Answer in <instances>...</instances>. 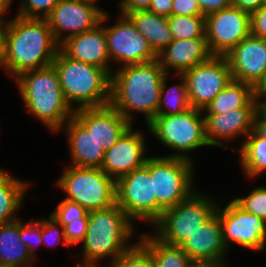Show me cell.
<instances>
[{"mask_svg":"<svg viewBox=\"0 0 266 267\" xmlns=\"http://www.w3.org/2000/svg\"><path fill=\"white\" fill-rule=\"evenodd\" d=\"M59 49L46 19L17 16L8 21L0 66L16 78L25 71L51 65Z\"/></svg>","mask_w":266,"mask_h":267,"instance_id":"obj_1","label":"cell"},{"mask_svg":"<svg viewBox=\"0 0 266 267\" xmlns=\"http://www.w3.org/2000/svg\"><path fill=\"white\" fill-rule=\"evenodd\" d=\"M166 72L158 60L126 65L111 75L110 105L131 123L129 111L145 114L147 125L157 116ZM129 110V111H128Z\"/></svg>","mask_w":266,"mask_h":267,"instance_id":"obj_2","label":"cell"},{"mask_svg":"<svg viewBox=\"0 0 266 267\" xmlns=\"http://www.w3.org/2000/svg\"><path fill=\"white\" fill-rule=\"evenodd\" d=\"M16 81L25 106L51 131H58L62 123L74 116L75 109L65 99L53 64L25 71Z\"/></svg>","mask_w":266,"mask_h":267,"instance_id":"obj_3","label":"cell"},{"mask_svg":"<svg viewBox=\"0 0 266 267\" xmlns=\"http://www.w3.org/2000/svg\"><path fill=\"white\" fill-rule=\"evenodd\" d=\"M66 101L77 109L101 107L110 103L111 75L104 69L66 56L60 49L52 62Z\"/></svg>","mask_w":266,"mask_h":267,"instance_id":"obj_4","label":"cell"},{"mask_svg":"<svg viewBox=\"0 0 266 267\" xmlns=\"http://www.w3.org/2000/svg\"><path fill=\"white\" fill-rule=\"evenodd\" d=\"M130 222L116 203L105 209L89 211L88 228L82 241L83 266H95L99 259L109 255L114 257L113 263L129 250L132 246L128 247L125 243L133 231Z\"/></svg>","mask_w":266,"mask_h":267,"instance_id":"obj_5","label":"cell"},{"mask_svg":"<svg viewBox=\"0 0 266 267\" xmlns=\"http://www.w3.org/2000/svg\"><path fill=\"white\" fill-rule=\"evenodd\" d=\"M66 199L88 212L105 209L116 203V181L101 168L70 166L57 182Z\"/></svg>","mask_w":266,"mask_h":267,"instance_id":"obj_6","label":"cell"},{"mask_svg":"<svg viewBox=\"0 0 266 267\" xmlns=\"http://www.w3.org/2000/svg\"><path fill=\"white\" fill-rule=\"evenodd\" d=\"M212 202L192 192L186 199L162 213L155 222L158 232L155 237L165 244L180 246L216 213L217 206Z\"/></svg>","mask_w":266,"mask_h":267,"instance_id":"obj_7","label":"cell"},{"mask_svg":"<svg viewBox=\"0 0 266 267\" xmlns=\"http://www.w3.org/2000/svg\"><path fill=\"white\" fill-rule=\"evenodd\" d=\"M191 160L178 157H151L150 174L157 200V220L192 193ZM192 168V169H191Z\"/></svg>","mask_w":266,"mask_h":267,"instance_id":"obj_8","label":"cell"},{"mask_svg":"<svg viewBox=\"0 0 266 267\" xmlns=\"http://www.w3.org/2000/svg\"><path fill=\"white\" fill-rule=\"evenodd\" d=\"M201 111L191 107L178 115H157L148 124V128L157 139L181 152L167 157L190 160L182 153L209 145L205 137V118H200Z\"/></svg>","mask_w":266,"mask_h":267,"instance_id":"obj_9","label":"cell"},{"mask_svg":"<svg viewBox=\"0 0 266 267\" xmlns=\"http://www.w3.org/2000/svg\"><path fill=\"white\" fill-rule=\"evenodd\" d=\"M116 204L130 220L157 221V200L150 174V158L144 166L116 180Z\"/></svg>","mask_w":266,"mask_h":267,"instance_id":"obj_10","label":"cell"},{"mask_svg":"<svg viewBox=\"0 0 266 267\" xmlns=\"http://www.w3.org/2000/svg\"><path fill=\"white\" fill-rule=\"evenodd\" d=\"M182 76L191 107L202 111L233 80L226 56L217 55L185 71Z\"/></svg>","mask_w":266,"mask_h":267,"instance_id":"obj_11","label":"cell"},{"mask_svg":"<svg viewBox=\"0 0 266 267\" xmlns=\"http://www.w3.org/2000/svg\"><path fill=\"white\" fill-rule=\"evenodd\" d=\"M250 34V14L233 5L205 17V37L212 55L225 56Z\"/></svg>","mask_w":266,"mask_h":267,"instance_id":"obj_12","label":"cell"},{"mask_svg":"<svg viewBox=\"0 0 266 267\" xmlns=\"http://www.w3.org/2000/svg\"><path fill=\"white\" fill-rule=\"evenodd\" d=\"M225 246L230 240L246 248L261 250L266 243V222L245 211L234 200L225 208L217 207Z\"/></svg>","mask_w":266,"mask_h":267,"instance_id":"obj_13","label":"cell"},{"mask_svg":"<svg viewBox=\"0 0 266 267\" xmlns=\"http://www.w3.org/2000/svg\"><path fill=\"white\" fill-rule=\"evenodd\" d=\"M104 32L110 59L122 61L124 66L157 60V54L128 16L122 15L117 24L109 28L104 27Z\"/></svg>","mask_w":266,"mask_h":267,"instance_id":"obj_14","label":"cell"},{"mask_svg":"<svg viewBox=\"0 0 266 267\" xmlns=\"http://www.w3.org/2000/svg\"><path fill=\"white\" fill-rule=\"evenodd\" d=\"M96 0H61L46 18L56 42L60 45L61 31H70L67 38L94 29L101 22L104 11L98 9Z\"/></svg>","mask_w":266,"mask_h":267,"instance_id":"obj_15","label":"cell"},{"mask_svg":"<svg viewBox=\"0 0 266 267\" xmlns=\"http://www.w3.org/2000/svg\"><path fill=\"white\" fill-rule=\"evenodd\" d=\"M105 152L131 127V123L110 104L74 110L73 116Z\"/></svg>","mask_w":266,"mask_h":267,"instance_id":"obj_16","label":"cell"},{"mask_svg":"<svg viewBox=\"0 0 266 267\" xmlns=\"http://www.w3.org/2000/svg\"><path fill=\"white\" fill-rule=\"evenodd\" d=\"M225 56L233 80L254 87L266 72V39L250 34Z\"/></svg>","mask_w":266,"mask_h":267,"instance_id":"obj_17","label":"cell"},{"mask_svg":"<svg viewBox=\"0 0 266 267\" xmlns=\"http://www.w3.org/2000/svg\"><path fill=\"white\" fill-rule=\"evenodd\" d=\"M130 127L107 151L101 169L115 181L146 164L144 137L140 132H132Z\"/></svg>","mask_w":266,"mask_h":267,"instance_id":"obj_18","label":"cell"},{"mask_svg":"<svg viewBox=\"0 0 266 267\" xmlns=\"http://www.w3.org/2000/svg\"><path fill=\"white\" fill-rule=\"evenodd\" d=\"M106 14H103L100 24L94 29L61 40L62 46L59 48L69 58L100 67L112 75L107 67L110 57L104 26H99L108 18Z\"/></svg>","mask_w":266,"mask_h":267,"instance_id":"obj_19","label":"cell"},{"mask_svg":"<svg viewBox=\"0 0 266 267\" xmlns=\"http://www.w3.org/2000/svg\"><path fill=\"white\" fill-rule=\"evenodd\" d=\"M257 107H243L220 114H207L205 137L209 145L224 146L218 139L249 135L254 130ZM218 138V139H217Z\"/></svg>","mask_w":266,"mask_h":267,"instance_id":"obj_20","label":"cell"},{"mask_svg":"<svg viewBox=\"0 0 266 267\" xmlns=\"http://www.w3.org/2000/svg\"><path fill=\"white\" fill-rule=\"evenodd\" d=\"M192 261L223 265L226 252L222 227L216 213L179 246Z\"/></svg>","mask_w":266,"mask_h":267,"instance_id":"obj_21","label":"cell"},{"mask_svg":"<svg viewBox=\"0 0 266 267\" xmlns=\"http://www.w3.org/2000/svg\"><path fill=\"white\" fill-rule=\"evenodd\" d=\"M211 56L206 38L173 39L157 54V60L166 73L170 66L182 75L199 63L207 61Z\"/></svg>","mask_w":266,"mask_h":267,"instance_id":"obj_22","label":"cell"},{"mask_svg":"<svg viewBox=\"0 0 266 267\" xmlns=\"http://www.w3.org/2000/svg\"><path fill=\"white\" fill-rule=\"evenodd\" d=\"M67 121L72 166L101 168L105 152L74 117Z\"/></svg>","mask_w":266,"mask_h":267,"instance_id":"obj_23","label":"cell"},{"mask_svg":"<svg viewBox=\"0 0 266 267\" xmlns=\"http://www.w3.org/2000/svg\"><path fill=\"white\" fill-rule=\"evenodd\" d=\"M127 16L135 24L140 34L147 39L156 54L173 41L166 16L155 14L149 10L132 12Z\"/></svg>","mask_w":266,"mask_h":267,"instance_id":"obj_24","label":"cell"},{"mask_svg":"<svg viewBox=\"0 0 266 267\" xmlns=\"http://www.w3.org/2000/svg\"><path fill=\"white\" fill-rule=\"evenodd\" d=\"M33 261L34 258L28 253L26 245L20 240V221L15 220L1 224L0 265L4 267H23L24 265H31Z\"/></svg>","mask_w":266,"mask_h":267,"instance_id":"obj_25","label":"cell"},{"mask_svg":"<svg viewBox=\"0 0 266 267\" xmlns=\"http://www.w3.org/2000/svg\"><path fill=\"white\" fill-rule=\"evenodd\" d=\"M243 107H257L253 98V87L232 80L205 108L208 114H220Z\"/></svg>","mask_w":266,"mask_h":267,"instance_id":"obj_26","label":"cell"},{"mask_svg":"<svg viewBox=\"0 0 266 267\" xmlns=\"http://www.w3.org/2000/svg\"><path fill=\"white\" fill-rule=\"evenodd\" d=\"M28 184L8 175L0 169V225L17 220L14 212L20 207Z\"/></svg>","mask_w":266,"mask_h":267,"instance_id":"obj_27","label":"cell"},{"mask_svg":"<svg viewBox=\"0 0 266 267\" xmlns=\"http://www.w3.org/2000/svg\"><path fill=\"white\" fill-rule=\"evenodd\" d=\"M140 241L152 254L156 267H187L192 261L179 246L165 244L157 237L143 235Z\"/></svg>","mask_w":266,"mask_h":267,"instance_id":"obj_28","label":"cell"},{"mask_svg":"<svg viewBox=\"0 0 266 267\" xmlns=\"http://www.w3.org/2000/svg\"><path fill=\"white\" fill-rule=\"evenodd\" d=\"M236 150L240 151L241 166L248 176L255 177L266 170V138L255 130L248 135L242 148Z\"/></svg>","mask_w":266,"mask_h":267,"instance_id":"obj_29","label":"cell"},{"mask_svg":"<svg viewBox=\"0 0 266 267\" xmlns=\"http://www.w3.org/2000/svg\"><path fill=\"white\" fill-rule=\"evenodd\" d=\"M181 78L182 83L178 86L176 85L169 88L168 91L165 89L166 76L163 78L157 115H178L191 108L186 81L182 75ZM164 103L170 108V111L163 110Z\"/></svg>","mask_w":266,"mask_h":267,"instance_id":"obj_30","label":"cell"},{"mask_svg":"<svg viewBox=\"0 0 266 267\" xmlns=\"http://www.w3.org/2000/svg\"><path fill=\"white\" fill-rule=\"evenodd\" d=\"M167 20L173 39L206 38L204 15H171Z\"/></svg>","mask_w":266,"mask_h":267,"instance_id":"obj_31","label":"cell"},{"mask_svg":"<svg viewBox=\"0 0 266 267\" xmlns=\"http://www.w3.org/2000/svg\"><path fill=\"white\" fill-rule=\"evenodd\" d=\"M111 267H156L152 254L139 242L124 252Z\"/></svg>","mask_w":266,"mask_h":267,"instance_id":"obj_32","label":"cell"},{"mask_svg":"<svg viewBox=\"0 0 266 267\" xmlns=\"http://www.w3.org/2000/svg\"><path fill=\"white\" fill-rule=\"evenodd\" d=\"M51 216L63 227L74 220L88 219V211L78 203L62 200Z\"/></svg>","mask_w":266,"mask_h":267,"instance_id":"obj_33","label":"cell"},{"mask_svg":"<svg viewBox=\"0 0 266 267\" xmlns=\"http://www.w3.org/2000/svg\"><path fill=\"white\" fill-rule=\"evenodd\" d=\"M233 200L245 211L256 215L266 222V188H256L247 197Z\"/></svg>","mask_w":266,"mask_h":267,"instance_id":"obj_34","label":"cell"},{"mask_svg":"<svg viewBox=\"0 0 266 267\" xmlns=\"http://www.w3.org/2000/svg\"><path fill=\"white\" fill-rule=\"evenodd\" d=\"M61 0H24L22 3L21 11L17 14V16L24 18H43L46 19L53 8L60 2ZM39 11H43L44 14L42 17L37 16Z\"/></svg>","mask_w":266,"mask_h":267,"instance_id":"obj_35","label":"cell"},{"mask_svg":"<svg viewBox=\"0 0 266 267\" xmlns=\"http://www.w3.org/2000/svg\"><path fill=\"white\" fill-rule=\"evenodd\" d=\"M32 238L35 240L32 241ZM20 240L26 245L28 253L33 258V247L43 242L42 224L39 221H31L26 225L20 222Z\"/></svg>","mask_w":266,"mask_h":267,"instance_id":"obj_36","label":"cell"},{"mask_svg":"<svg viewBox=\"0 0 266 267\" xmlns=\"http://www.w3.org/2000/svg\"><path fill=\"white\" fill-rule=\"evenodd\" d=\"M88 228V219L74 220L71 224L64 226V233L68 244L75 245L84 240Z\"/></svg>","mask_w":266,"mask_h":267,"instance_id":"obj_37","label":"cell"},{"mask_svg":"<svg viewBox=\"0 0 266 267\" xmlns=\"http://www.w3.org/2000/svg\"><path fill=\"white\" fill-rule=\"evenodd\" d=\"M41 219L42 220L39 222L42 224V241H45L44 243H48L46 241V236L49 238L52 236L55 238V236H57L55 239H58V241L62 240L65 245L70 246L65 237L64 227L62 225H60L52 216L49 217V220H44L42 217ZM58 225L62 228L61 233L60 230H58Z\"/></svg>","mask_w":266,"mask_h":267,"instance_id":"obj_38","label":"cell"},{"mask_svg":"<svg viewBox=\"0 0 266 267\" xmlns=\"http://www.w3.org/2000/svg\"><path fill=\"white\" fill-rule=\"evenodd\" d=\"M171 15H203L197 0H173Z\"/></svg>","mask_w":266,"mask_h":267,"instance_id":"obj_39","label":"cell"},{"mask_svg":"<svg viewBox=\"0 0 266 267\" xmlns=\"http://www.w3.org/2000/svg\"><path fill=\"white\" fill-rule=\"evenodd\" d=\"M251 35L266 39V3L250 15Z\"/></svg>","mask_w":266,"mask_h":267,"instance_id":"obj_40","label":"cell"},{"mask_svg":"<svg viewBox=\"0 0 266 267\" xmlns=\"http://www.w3.org/2000/svg\"><path fill=\"white\" fill-rule=\"evenodd\" d=\"M203 15L220 11L222 9L232 6V0H197Z\"/></svg>","mask_w":266,"mask_h":267,"instance_id":"obj_41","label":"cell"},{"mask_svg":"<svg viewBox=\"0 0 266 267\" xmlns=\"http://www.w3.org/2000/svg\"><path fill=\"white\" fill-rule=\"evenodd\" d=\"M152 0H123L119 5L122 15H128L132 12L149 10Z\"/></svg>","mask_w":266,"mask_h":267,"instance_id":"obj_42","label":"cell"},{"mask_svg":"<svg viewBox=\"0 0 266 267\" xmlns=\"http://www.w3.org/2000/svg\"><path fill=\"white\" fill-rule=\"evenodd\" d=\"M266 3V0H232V5L240 10L252 14Z\"/></svg>","mask_w":266,"mask_h":267,"instance_id":"obj_43","label":"cell"},{"mask_svg":"<svg viewBox=\"0 0 266 267\" xmlns=\"http://www.w3.org/2000/svg\"><path fill=\"white\" fill-rule=\"evenodd\" d=\"M173 0H152L149 11L162 16H171Z\"/></svg>","mask_w":266,"mask_h":267,"instance_id":"obj_44","label":"cell"},{"mask_svg":"<svg viewBox=\"0 0 266 267\" xmlns=\"http://www.w3.org/2000/svg\"><path fill=\"white\" fill-rule=\"evenodd\" d=\"M266 99V72L263 74L262 78L253 87V98L256 103L259 100V96Z\"/></svg>","mask_w":266,"mask_h":267,"instance_id":"obj_45","label":"cell"},{"mask_svg":"<svg viewBox=\"0 0 266 267\" xmlns=\"http://www.w3.org/2000/svg\"><path fill=\"white\" fill-rule=\"evenodd\" d=\"M254 130L263 138H266V118H264L258 111L255 117Z\"/></svg>","mask_w":266,"mask_h":267,"instance_id":"obj_46","label":"cell"},{"mask_svg":"<svg viewBox=\"0 0 266 267\" xmlns=\"http://www.w3.org/2000/svg\"><path fill=\"white\" fill-rule=\"evenodd\" d=\"M8 26V22L4 23L3 19H0V62L3 59L5 50V33Z\"/></svg>","mask_w":266,"mask_h":267,"instance_id":"obj_47","label":"cell"},{"mask_svg":"<svg viewBox=\"0 0 266 267\" xmlns=\"http://www.w3.org/2000/svg\"><path fill=\"white\" fill-rule=\"evenodd\" d=\"M224 265L208 261H191L187 267H223Z\"/></svg>","mask_w":266,"mask_h":267,"instance_id":"obj_48","label":"cell"},{"mask_svg":"<svg viewBox=\"0 0 266 267\" xmlns=\"http://www.w3.org/2000/svg\"><path fill=\"white\" fill-rule=\"evenodd\" d=\"M10 3L11 0H0V19H2L1 15L6 12Z\"/></svg>","mask_w":266,"mask_h":267,"instance_id":"obj_49","label":"cell"},{"mask_svg":"<svg viewBox=\"0 0 266 267\" xmlns=\"http://www.w3.org/2000/svg\"><path fill=\"white\" fill-rule=\"evenodd\" d=\"M257 111L264 117L266 118V99L264 102L257 103Z\"/></svg>","mask_w":266,"mask_h":267,"instance_id":"obj_50","label":"cell"},{"mask_svg":"<svg viewBox=\"0 0 266 267\" xmlns=\"http://www.w3.org/2000/svg\"><path fill=\"white\" fill-rule=\"evenodd\" d=\"M77 267H80V265L78 264ZM81 267H95V266H81ZM96 267H98V266H96Z\"/></svg>","mask_w":266,"mask_h":267,"instance_id":"obj_51","label":"cell"}]
</instances>
